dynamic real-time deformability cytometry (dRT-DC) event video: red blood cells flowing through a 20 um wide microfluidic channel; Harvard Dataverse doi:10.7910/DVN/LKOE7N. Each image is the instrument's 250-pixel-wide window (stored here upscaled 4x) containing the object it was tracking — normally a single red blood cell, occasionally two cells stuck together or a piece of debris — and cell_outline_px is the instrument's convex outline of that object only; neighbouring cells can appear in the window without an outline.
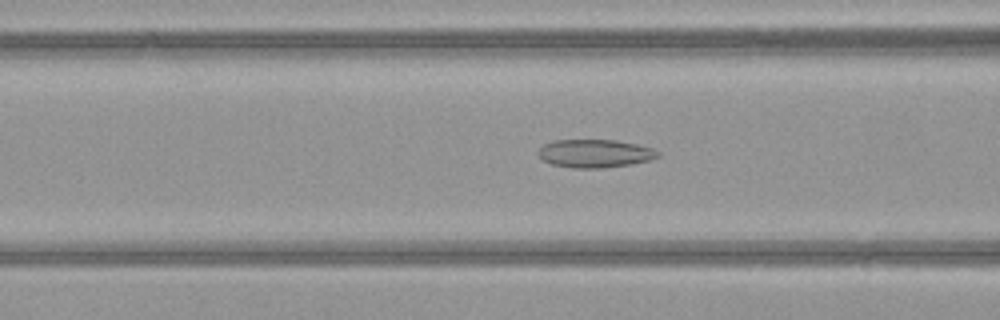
{"species": "common noctule bat (a hibernating species)", "species_latin": "Nyctalus noctula", "temperature_condition": "warm", "stored_images_in_passage": 43, "camera_frame_rate_fps": 3000, "um_per_image_px": 0.085, "animal": {"sex": "female", "body_mass_g": 21.9}, "frame": {"image": 1, "passage_image": 13, "time_ms": 4.0, "image_size_px": [1000, 320], "cell_outline_px": [[660, 156], [652, 160], [632, 164], [604, 168], [572, 168], [552, 164], [544, 160], [540, 156], [540, 148], [544, 144], [552, 140], [616, 140], [636, 144], [652, 148], [660, 152]], "centroid_in_image_um": [50.62, 13.05], "position_along_channel_um": 116.0, "area_um2": 19.65}}
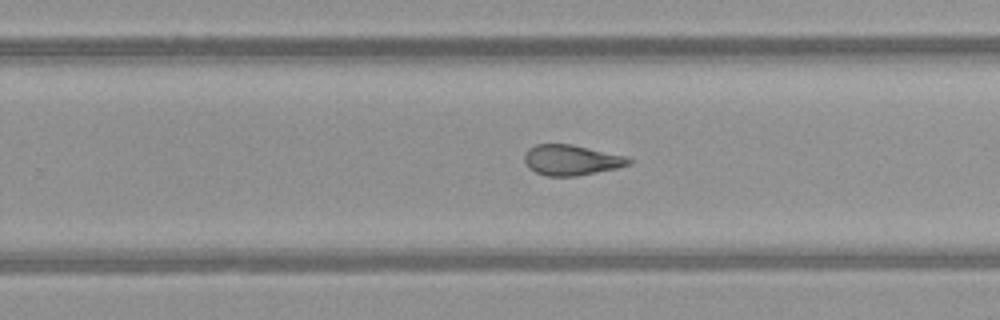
{"frame": {"image": 2, "passage_image": 25, "time_ms": 8.0, "image_size_px": [1000, 320], "cell_outline_px": [[632, 164], [616, 168], [576, 176], [548, 176], [536, 172], [528, 168], [524, 160], [524, 152], [528, 148], [536, 144], [572, 144], [624, 156], [632, 160]], "centroid_in_image_um": [48.52, 13.6], "position_along_channel_um": 281.3, "area_um2": 18.44}}
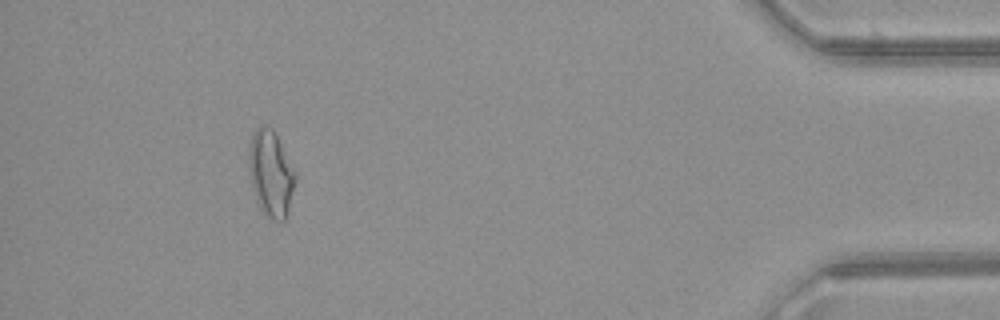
{"frame": {"image": 3, "passage_image": 39, "time_ms": 12.667, "image_size_px": [1000, 320], "cell_outline_px": [[296, 180], [288, 208], [284, 220], [272, 220], [264, 216], [260, 208], [252, 188], [248, 164], [248, 144], [256, 128], [260, 124], [264, 124], [272, 128], [276, 132], [296, 172]], "centroid_in_image_um": [23.0, 14.69], "position_along_channel_um": 412.2, "area_um2": 23.64}, "authors_computed_cell_mechanics": {"area_um2": 19.7676, "velocity_mm_per_s": 4.1307, "shape_relaxation_time_tau1_ms": null, "shape_relaxation_time_tau2_ms": 1.5937, "deformation_change_tau1": null, "deformation_change_tau2": 0.0988}}